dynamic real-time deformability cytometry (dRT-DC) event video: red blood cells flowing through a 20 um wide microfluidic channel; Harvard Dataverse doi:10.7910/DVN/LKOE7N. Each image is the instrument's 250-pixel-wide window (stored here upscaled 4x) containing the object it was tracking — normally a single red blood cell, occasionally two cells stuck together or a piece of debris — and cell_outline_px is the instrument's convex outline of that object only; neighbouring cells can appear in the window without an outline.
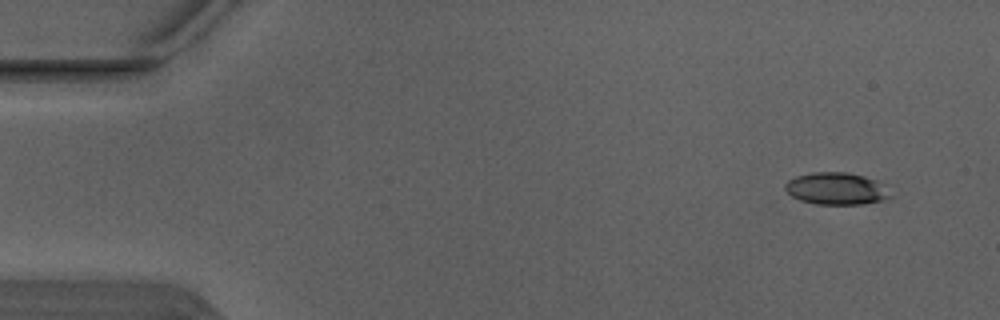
{"species": "Egyptian fruit bat (a non-hibernating species)", "species_latin": "Rousettus aegyptiacus", "temperature_condition": "warm", "stored_images_in_passage": 4, "camera_frame_rate_fps": 3000, "um_per_image_px": 0.085, "animal": {"sex": "male"}, "frame": {"image": 1, "passage_image": 1, "time_ms": 0.0, "image_size_px": [1000, 320], "cell_outline_px": [[892, 196], [884, 200], [864, 204], [816, 204], [800, 200], [792, 196], [784, 188], [784, 184], [788, 180], [796, 176], [812, 172], [848, 172], [864, 176], [876, 180]], "centroid_in_image_um": [71.05, 16.03], "position_along_channel_um": 13.9, "area_um2": 19.59}}
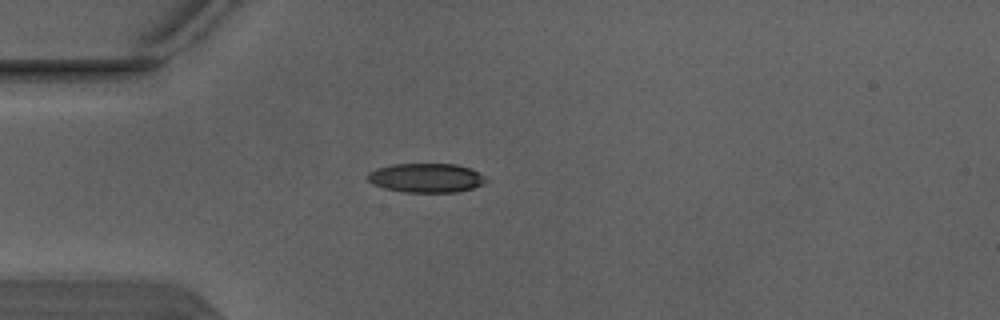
{"frame": {"image": 2, "passage_image": 4, "time_ms": 1.0, "image_size_px": [1000, 320], "cell_outline_px": [[488, 180], [484, 184], [472, 188], [456, 192], [404, 192], [384, 188], [372, 184], [368, 180], [368, 172], [376, 168], [392, 164], [456, 164], [472, 168], [484, 176]], "centroid_in_image_um": [36.23, 15.11], "position_along_channel_um": 48.8, "area_um2": 20.23}}